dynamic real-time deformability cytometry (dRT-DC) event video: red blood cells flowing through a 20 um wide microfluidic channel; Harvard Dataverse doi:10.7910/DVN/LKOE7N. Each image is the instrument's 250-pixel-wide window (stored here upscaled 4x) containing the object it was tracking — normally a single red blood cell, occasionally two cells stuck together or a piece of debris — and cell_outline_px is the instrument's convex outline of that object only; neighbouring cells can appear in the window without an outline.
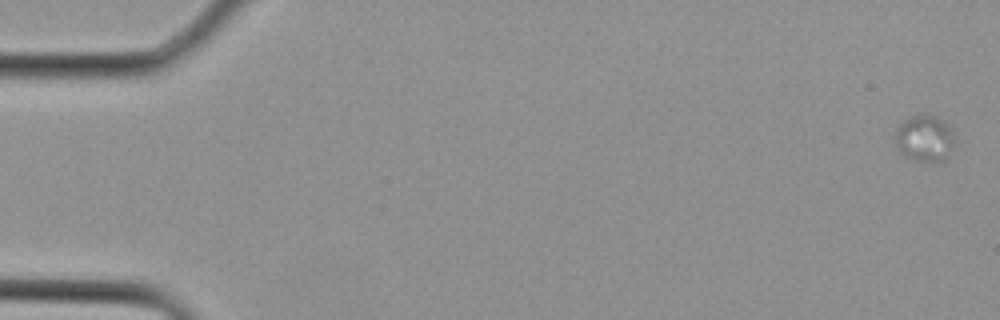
{"species": "Egyptian fruit bat (a non-hibernating species)", "species_latin": "Rousettus aegyptiacus", "temperature_condition": "cold", "stored_images_in_passage": 3, "camera_frame_rate_fps": 3000, "um_per_image_px": 0.085, "animal": {"sex": "female"}, "frame": {"image": 1, "passage_image": 1, "time_ms": 0.0, "image_size_px": [1000, 320], "cell_outline_px": [[952, 144], [948, 156], [944, 160], [916, 160], [904, 156], [900, 152], [892, 136], [896, 128], [904, 120], [912, 116], [932, 116], [940, 120], [948, 128]], "centroid_in_image_um": [78.47, 11.78], "position_along_channel_um": 6.5, "area_um2": 15.26}}
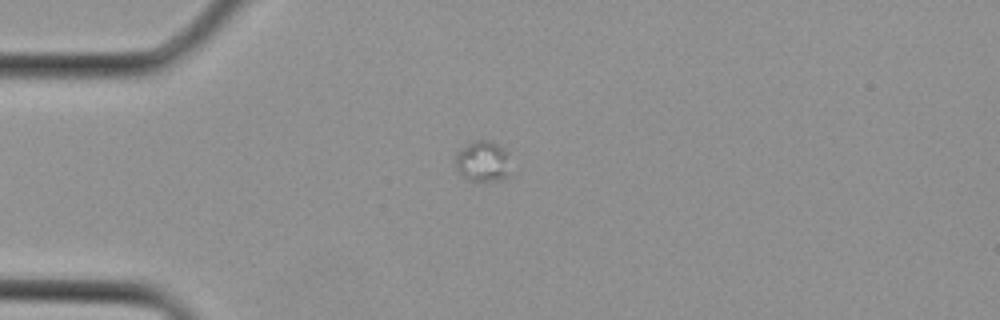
{"frame": {"image": 2, "passage_image": 3, "time_ms": 0.667, "image_size_px": [1000, 320], "cell_outline_px": [[512, 176], [504, 180], [464, 180], [456, 164], [456, 152], [468, 144], [476, 140], [488, 140], [500, 144], [508, 152]], "centroid_in_image_um": [41.12, 13.72], "position_along_channel_um": 43.9, "area_um2": 13.47}}